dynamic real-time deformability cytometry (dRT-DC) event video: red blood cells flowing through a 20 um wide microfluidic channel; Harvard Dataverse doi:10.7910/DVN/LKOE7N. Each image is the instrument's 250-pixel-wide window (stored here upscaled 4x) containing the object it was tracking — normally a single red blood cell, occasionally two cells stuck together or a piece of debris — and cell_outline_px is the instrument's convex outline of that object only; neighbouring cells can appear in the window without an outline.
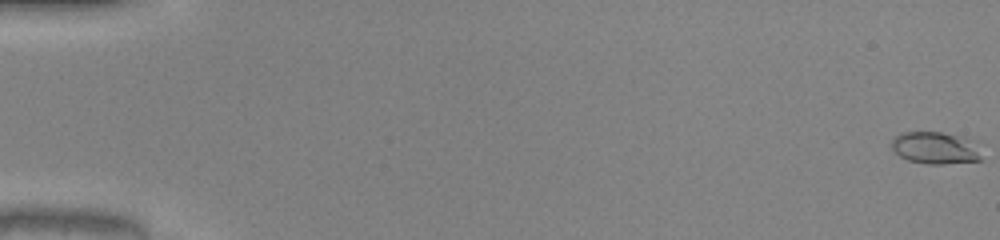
{"species": "common noctule bat (a hibernating species)", "species_latin": "Nyctalus noctula", "temperature_condition": "warm", "stored_images_in_passage": 52, "camera_frame_rate_fps": 3000, "um_per_image_px": 0.085, "animal": {"sex": "male", "body_mass_g": 20.0, "forearm_length_mm": 53.3}, "frame": {"image": 1, "passage_image": 1, "time_ms": 0.0, "image_size_px": [1000, 240], "cell_outline_px": [[984, 160], [944, 164], [928, 164], [908, 160], [900, 156], [888, 144], [896, 136], [904, 132], [940, 132], [956, 136], [968, 140]], "centroid_in_image_um": [79.41, 12.59], "position_along_channel_um": 5.6, "area_um2": 16.36}}
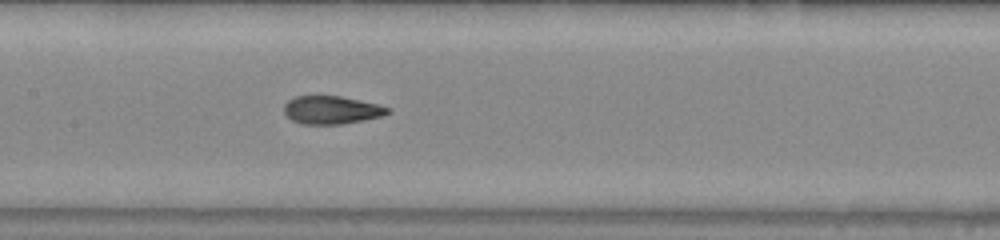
{"frame": {"image": 2, "passage_image": 27, "time_ms": 8.667, "image_size_px": [1000, 240], "cell_outline_px": [[392, 112], [384, 116], [364, 120], [340, 124], [300, 124], [292, 120], [284, 112], [284, 104], [288, 100], [296, 96], [340, 96], [376, 104], [392, 108]], "centroid_in_image_um": [28.2, 9.35], "position_along_channel_um": 179.2, "area_um2": 16.99}}
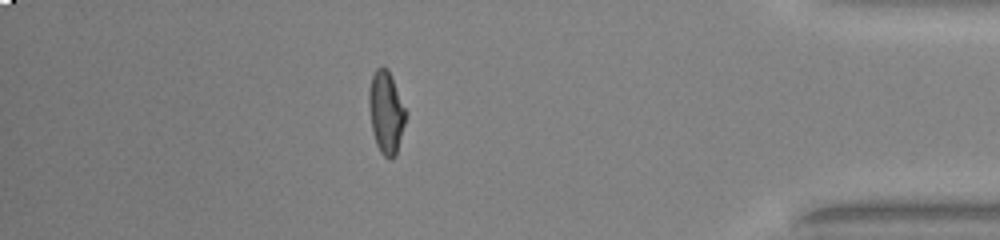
{"frame": {"image": 3, "passage_image": 46, "time_ms": 15.0, "image_size_px": [1000, 240], "cell_outline_px": [[408, 112], [396, 156], [388, 160], [380, 152], [376, 144], [372, 132], [368, 108], [368, 92], [372, 76], [376, 68], [380, 64], [388, 68], [392, 76]], "centroid_in_image_um": [32.82, 9.52], "position_along_channel_um": 402.4, "area_um2": 18.32}, "authors_computed_cell_mechanics": {"area_um2": 17.2244, "velocity_mm_per_s": 4.1145, "shape_relaxation_time_tau1_ms": 5.9314, "shape_relaxation_time_tau2_ms": 0.7826, "deformation_change_tau1": 0.2565, "deformation_change_tau2": 0.061}}